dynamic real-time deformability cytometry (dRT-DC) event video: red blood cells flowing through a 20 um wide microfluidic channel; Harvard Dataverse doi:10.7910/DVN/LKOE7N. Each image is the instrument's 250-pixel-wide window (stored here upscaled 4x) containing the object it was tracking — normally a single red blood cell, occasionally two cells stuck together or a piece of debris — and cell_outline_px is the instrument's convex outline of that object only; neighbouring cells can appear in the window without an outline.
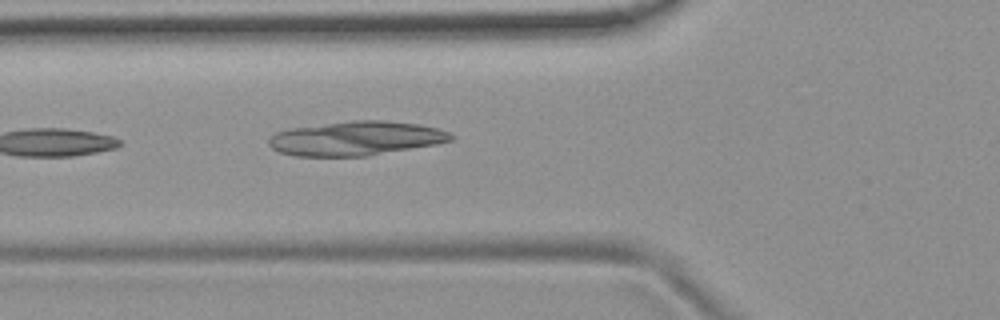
{"species": "common noctule bat (a hibernating species)", "species_latin": "Nyctalus noctula", "temperature_condition": "room temperature", "stored_images_in_passage": 5, "camera_frame_rate_fps": 3000, "um_per_image_px": 0.085, "animal": {"sex": "female", "body_mass_g": 19.9}, "frame": {"image": 1, "passage_image": 5, "time_ms": 5.667, "image_size_px": [1000, 320], "cell_outline_px": [[456, 136], [452, 140], [436, 144], [368, 156], [292, 156], [280, 152], [272, 148], [268, 144], [268, 140], [276, 132], [292, 128], [352, 120], [380, 120], [420, 124], [436, 128], [448, 132]], "centroid_in_image_um": [30.26, 11.77], "position_along_channel_um": 95.5, "area_um2": 36.24}}